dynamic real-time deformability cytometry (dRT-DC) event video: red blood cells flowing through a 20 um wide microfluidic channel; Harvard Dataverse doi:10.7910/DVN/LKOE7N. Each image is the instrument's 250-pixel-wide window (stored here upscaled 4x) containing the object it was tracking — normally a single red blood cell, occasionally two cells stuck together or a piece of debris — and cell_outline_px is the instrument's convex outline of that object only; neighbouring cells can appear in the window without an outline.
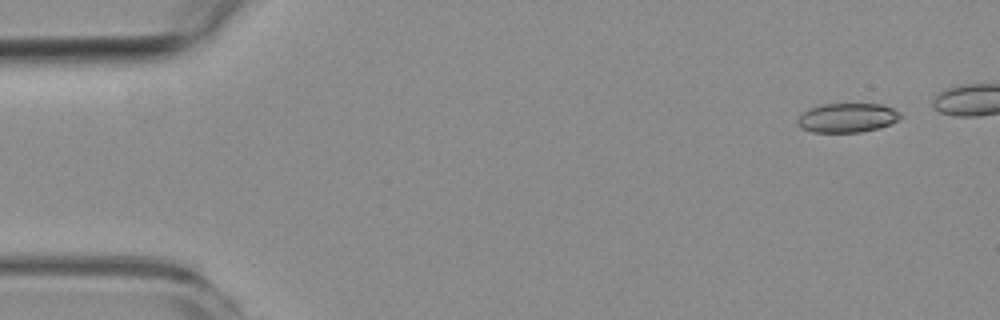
{"species": "common noctule bat (a hibernating species)", "species_latin": "Nyctalus noctula", "temperature_condition": "room temperature", "stored_images_in_passage": 5, "camera_frame_rate_fps": 3000, "um_per_image_px": 0.085, "animal": {"sex": "female", "body_mass_g": 19.3, "forearm_length_mm": 54.1}, "frame": {"image": 1, "passage_image": 1, "time_ms": 0.0, "image_size_px": [1000, 320], "cell_outline_px": [[900, 116], [896, 120], [880, 128], [860, 132], [812, 132], [804, 128], [796, 120], [808, 108], [820, 104], [880, 104], [892, 108], [900, 112]], "centroid_in_image_um": [72.01, 10.0], "position_along_channel_um": 13.0, "area_um2": 17.28}}
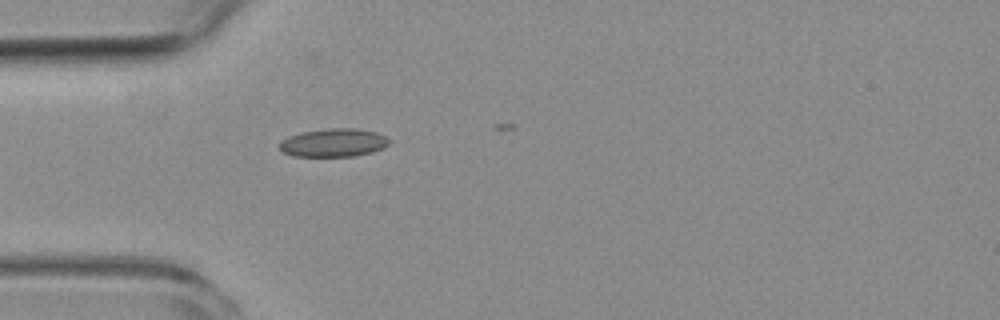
{"frame": {"image": 2, "passage_image": 5, "time_ms": 6.0, "image_size_px": [1000, 320], "cell_outline_px": [[392, 140], [384, 148], [372, 152], [352, 156], [292, 156], [284, 152], [280, 148], [280, 144], [284, 140], [292, 136], [304, 132], [332, 128], [352, 128], [376, 132]], "centroid_in_image_um": [28.42, 12.14], "position_along_channel_um": 56.6, "area_um2": 17.69}}